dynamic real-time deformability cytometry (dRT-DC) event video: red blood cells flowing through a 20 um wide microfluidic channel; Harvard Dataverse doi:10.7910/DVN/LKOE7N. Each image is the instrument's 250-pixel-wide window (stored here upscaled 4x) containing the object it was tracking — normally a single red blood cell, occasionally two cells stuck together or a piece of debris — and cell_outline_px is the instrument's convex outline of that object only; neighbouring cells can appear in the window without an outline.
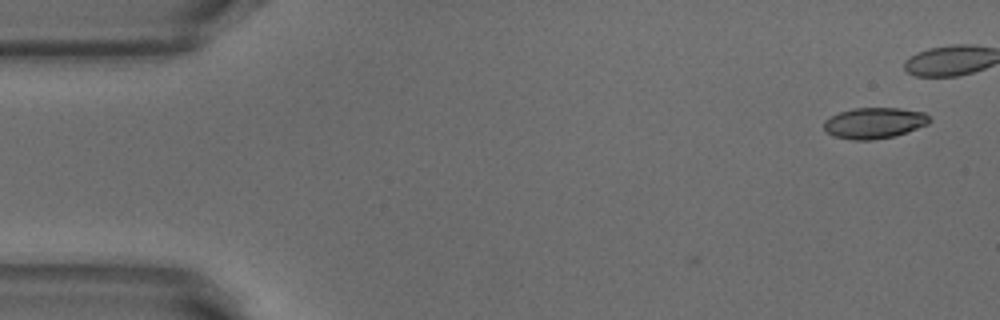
{"species": "common noctule bat (a hibernating species)", "species_latin": "Nyctalus noctula", "temperature_condition": "warm", "stored_images_in_passage": 3, "camera_frame_rate_fps": 3000, "um_per_image_px": 0.085, "animal": {"sex": "male", "body_mass_g": 18.8}, "frame": {"image": 1, "passage_image": 3, "time_ms": 0.667, "image_size_px": [1000, 320], "cell_outline_px": [[932, 120], [928, 124], [892, 136], [872, 140], [852, 140], [832, 136], [824, 128], [824, 120], [840, 112], [852, 108], [900, 108], [924, 112]], "centroid_in_image_um": [74.3, 10.45], "position_along_channel_um": 10.7, "area_um2": 18.9}}